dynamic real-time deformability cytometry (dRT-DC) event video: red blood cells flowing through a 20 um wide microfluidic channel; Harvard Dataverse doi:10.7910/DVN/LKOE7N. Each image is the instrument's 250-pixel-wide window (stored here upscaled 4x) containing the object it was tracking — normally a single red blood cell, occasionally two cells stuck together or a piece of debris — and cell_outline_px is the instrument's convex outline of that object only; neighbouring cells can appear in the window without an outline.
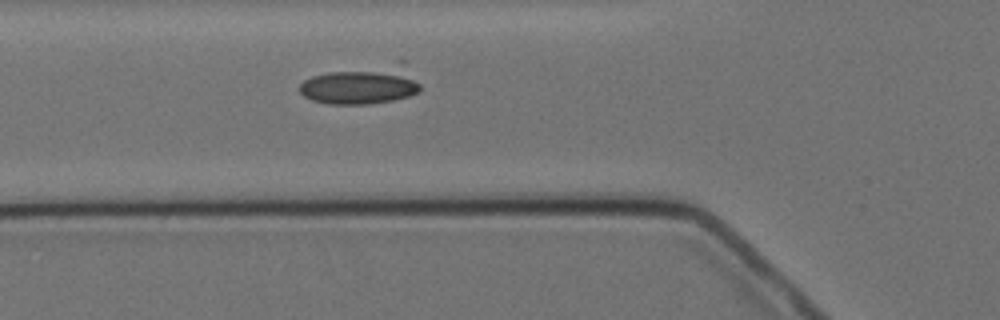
{"species": "Egyptian fruit bat (a non-hibernating species)", "species_latin": "Rousettus aegyptiacus", "temperature_condition": "cold", "stored_images_in_passage": 3, "camera_frame_rate_fps": 3000, "um_per_image_px": 0.085, "animal": {"sex": "female"}, "frame": {"image": 1, "passage_image": 3, "time_ms": 2.333, "image_size_px": [1000, 320], "cell_outline_px": [[420, 92], [408, 96], [392, 100], [368, 104], [328, 104], [312, 100], [304, 96], [300, 92], [300, 84], [304, 80], [312, 76], [328, 72], [396, 60], [404, 60], [420, 84]], "centroid_in_image_um": [30.81, 7.17], "position_along_channel_um": 95.0, "area_um2": 27.74}}